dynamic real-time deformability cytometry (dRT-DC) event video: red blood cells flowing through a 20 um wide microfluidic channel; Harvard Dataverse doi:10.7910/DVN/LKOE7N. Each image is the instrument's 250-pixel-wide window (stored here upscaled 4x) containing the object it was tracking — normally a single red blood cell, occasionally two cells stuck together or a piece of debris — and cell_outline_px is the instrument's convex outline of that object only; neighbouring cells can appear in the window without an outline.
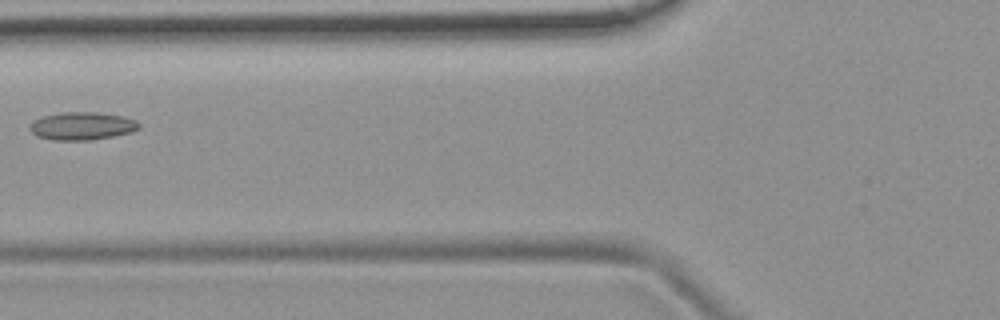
{"species": "common noctule bat (a hibernating species)", "species_latin": "Nyctalus noctula", "temperature_condition": "room temperature", "stored_images_in_passage": 7, "camera_frame_rate_fps": 3000, "um_per_image_px": 0.085, "animal": {"sex": "female", "body_mass_g": 19.9}, "frame": {"image": 1, "passage_image": 5, "time_ms": 5.667, "image_size_px": [1000, 320], "cell_outline_px": [[140, 128], [132, 132], [92, 140], [52, 140], [36, 136], [28, 128], [28, 124], [32, 120], [44, 116], [64, 112], [96, 112], [124, 116], [136, 120], [140, 124]], "centroid_in_image_um": [6.96, 10.71], "position_along_channel_um": 118.8, "area_um2": 17.92}}
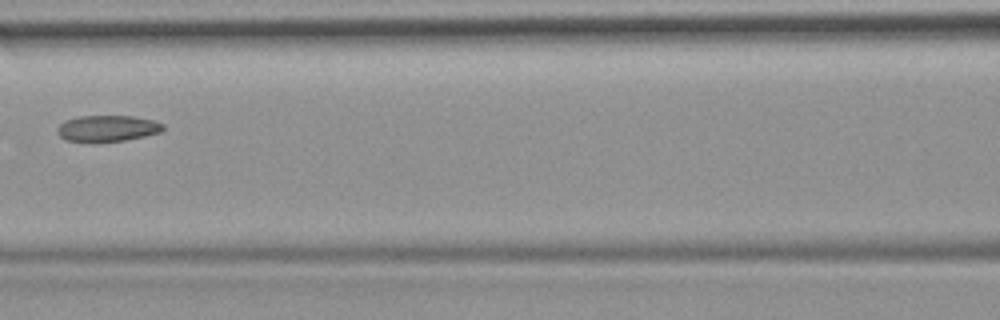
{"frame": {"image": 2, "passage_image": 6, "time_ms": 6.667, "image_size_px": [1000, 320], "cell_outline_px": [[164, 128], [160, 132], [144, 136], [124, 140], [68, 140], [60, 136], [56, 132], [56, 128], [60, 124], [68, 120], [80, 116], [132, 116], [156, 120], [164, 124]], "centroid_in_image_um": [9.18, 10.88], "position_along_channel_um": 157.4, "area_um2": 15.66}}